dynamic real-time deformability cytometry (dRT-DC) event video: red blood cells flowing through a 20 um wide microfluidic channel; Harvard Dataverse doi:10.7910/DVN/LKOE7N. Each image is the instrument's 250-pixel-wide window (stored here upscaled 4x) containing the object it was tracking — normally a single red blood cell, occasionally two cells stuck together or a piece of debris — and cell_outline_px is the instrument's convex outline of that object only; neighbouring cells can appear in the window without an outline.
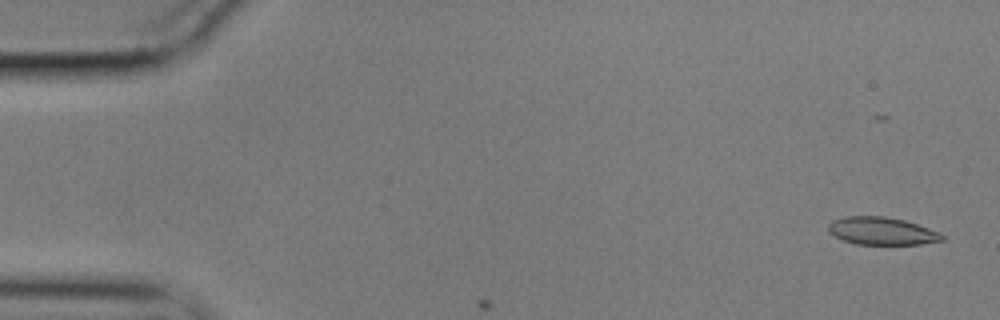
{"species": "common noctule bat (a hibernating species)", "species_latin": "Nyctalus noctula", "temperature_condition": "cold", "stored_images_in_passage": 6, "camera_frame_rate_fps": 3000, "um_per_image_px": 0.085, "animal": {"sex": "male", "body_mass_g": 17.9}, "frame": {"image": 1, "passage_image": 2, "time_ms": 0.333, "image_size_px": [1000, 320], "cell_outline_px": [[944, 240], [920, 244], [856, 244], [844, 240], [828, 232], [828, 224], [832, 220], [844, 216], [884, 216], [904, 220], [928, 228], [944, 236]], "centroid_in_image_um": [74.91, 19.63], "position_along_channel_um": 10.1, "area_um2": 18.15}}